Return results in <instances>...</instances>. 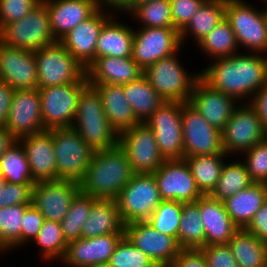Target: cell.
<instances>
[{"label":"cell","instance_id":"6da1fadb","mask_svg":"<svg viewBox=\"0 0 267 267\" xmlns=\"http://www.w3.org/2000/svg\"><path fill=\"white\" fill-rule=\"evenodd\" d=\"M262 55L248 52L210 60L211 64L200 71V77L213 89L241 103L242 99L249 102L267 84V56Z\"/></svg>","mask_w":267,"mask_h":267},{"label":"cell","instance_id":"7a4b0ae2","mask_svg":"<svg viewBox=\"0 0 267 267\" xmlns=\"http://www.w3.org/2000/svg\"><path fill=\"white\" fill-rule=\"evenodd\" d=\"M135 175L125 151L119 144L93 152L80 183V191L95 199H116Z\"/></svg>","mask_w":267,"mask_h":267},{"label":"cell","instance_id":"3957f363","mask_svg":"<svg viewBox=\"0 0 267 267\" xmlns=\"http://www.w3.org/2000/svg\"><path fill=\"white\" fill-rule=\"evenodd\" d=\"M72 128L94 151L118 145L119 134L108 122L98 90L89 83L79 95Z\"/></svg>","mask_w":267,"mask_h":267},{"label":"cell","instance_id":"277c9868","mask_svg":"<svg viewBox=\"0 0 267 267\" xmlns=\"http://www.w3.org/2000/svg\"><path fill=\"white\" fill-rule=\"evenodd\" d=\"M225 18L234 31L238 47L267 54V14L243 0H226ZM241 45V46H240Z\"/></svg>","mask_w":267,"mask_h":267},{"label":"cell","instance_id":"5b68a950","mask_svg":"<svg viewBox=\"0 0 267 267\" xmlns=\"http://www.w3.org/2000/svg\"><path fill=\"white\" fill-rule=\"evenodd\" d=\"M176 56L177 53L156 61L143 75L166 102H188L200 73H188Z\"/></svg>","mask_w":267,"mask_h":267},{"label":"cell","instance_id":"8992f818","mask_svg":"<svg viewBox=\"0 0 267 267\" xmlns=\"http://www.w3.org/2000/svg\"><path fill=\"white\" fill-rule=\"evenodd\" d=\"M0 41L33 52L57 42L51 32L47 6L41 2L24 18L6 24L0 30Z\"/></svg>","mask_w":267,"mask_h":267},{"label":"cell","instance_id":"52a82bcc","mask_svg":"<svg viewBox=\"0 0 267 267\" xmlns=\"http://www.w3.org/2000/svg\"><path fill=\"white\" fill-rule=\"evenodd\" d=\"M37 63L38 88L78 83L86 69L59 42L34 52Z\"/></svg>","mask_w":267,"mask_h":267},{"label":"cell","instance_id":"ba28073f","mask_svg":"<svg viewBox=\"0 0 267 267\" xmlns=\"http://www.w3.org/2000/svg\"><path fill=\"white\" fill-rule=\"evenodd\" d=\"M120 217L126 225L147 221L163 201L153 174H135L116 198Z\"/></svg>","mask_w":267,"mask_h":267},{"label":"cell","instance_id":"9c48e42d","mask_svg":"<svg viewBox=\"0 0 267 267\" xmlns=\"http://www.w3.org/2000/svg\"><path fill=\"white\" fill-rule=\"evenodd\" d=\"M88 84L87 76L78 83L38 88L45 130L72 127L79 95Z\"/></svg>","mask_w":267,"mask_h":267},{"label":"cell","instance_id":"30bf717a","mask_svg":"<svg viewBox=\"0 0 267 267\" xmlns=\"http://www.w3.org/2000/svg\"><path fill=\"white\" fill-rule=\"evenodd\" d=\"M53 148L58 180L80 182L90 164L94 150L72 127L53 129Z\"/></svg>","mask_w":267,"mask_h":267},{"label":"cell","instance_id":"8fae6325","mask_svg":"<svg viewBox=\"0 0 267 267\" xmlns=\"http://www.w3.org/2000/svg\"><path fill=\"white\" fill-rule=\"evenodd\" d=\"M110 9L112 11H109ZM113 10L118 12L116 0H107L90 18L82 21L59 41L85 69L96 60V45L100 32L113 16Z\"/></svg>","mask_w":267,"mask_h":267},{"label":"cell","instance_id":"7c38bea8","mask_svg":"<svg viewBox=\"0 0 267 267\" xmlns=\"http://www.w3.org/2000/svg\"><path fill=\"white\" fill-rule=\"evenodd\" d=\"M222 147L227 155H239L267 139L262 122L248 103H239L221 131Z\"/></svg>","mask_w":267,"mask_h":267},{"label":"cell","instance_id":"4fadbf2b","mask_svg":"<svg viewBox=\"0 0 267 267\" xmlns=\"http://www.w3.org/2000/svg\"><path fill=\"white\" fill-rule=\"evenodd\" d=\"M165 160L183 159L182 102H165L145 122Z\"/></svg>","mask_w":267,"mask_h":267},{"label":"cell","instance_id":"5bb4252c","mask_svg":"<svg viewBox=\"0 0 267 267\" xmlns=\"http://www.w3.org/2000/svg\"><path fill=\"white\" fill-rule=\"evenodd\" d=\"M181 45L180 32L174 27H137L132 59L144 71L156 61L179 53Z\"/></svg>","mask_w":267,"mask_h":267},{"label":"cell","instance_id":"9a60e30c","mask_svg":"<svg viewBox=\"0 0 267 267\" xmlns=\"http://www.w3.org/2000/svg\"><path fill=\"white\" fill-rule=\"evenodd\" d=\"M118 144L125 151L135 174H153L165 161L153 131L145 123L120 132Z\"/></svg>","mask_w":267,"mask_h":267},{"label":"cell","instance_id":"2e32d148","mask_svg":"<svg viewBox=\"0 0 267 267\" xmlns=\"http://www.w3.org/2000/svg\"><path fill=\"white\" fill-rule=\"evenodd\" d=\"M184 157L226 154L221 131L211 126L188 102H182Z\"/></svg>","mask_w":267,"mask_h":267},{"label":"cell","instance_id":"e0dca14e","mask_svg":"<svg viewBox=\"0 0 267 267\" xmlns=\"http://www.w3.org/2000/svg\"><path fill=\"white\" fill-rule=\"evenodd\" d=\"M153 175L162 200L191 203L204 195L185 159L165 160Z\"/></svg>","mask_w":267,"mask_h":267},{"label":"cell","instance_id":"ac0fdd59","mask_svg":"<svg viewBox=\"0 0 267 267\" xmlns=\"http://www.w3.org/2000/svg\"><path fill=\"white\" fill-rule=\"evenodd\" d=\"M79 191L80 183L72 180L36 182L31 205L39 210L46 220L60 223Z\"/></svg>","mask_w":267,"mask_h":267},{"label":"cell","instance_id":"d6986e66","mask_svg":"<svg viewBox=\"0 0 267 267\" xmlns=\"http://www.w3.org/2000/svg\"><path fill=\"white\" fill-rule=\"evenodd\" d=\"M124 235L152 261L167 267L173 263L182 250L176 238L160 233L148 221L126 224Z\"/></svg>","mask_w":267,"mask_h":267},{"label":"cell","instance_id":"ffe728a7","mask_svg":"<svg viewBox=\"0 0 267 267\" xmlns=\"http://www.w3.org/2000/svg\"><path fill=\"white\" fill-rule=\"evenodd\" d=\"M5 128L15 140L45 131L38 89L14 91Z\"/></svg>","mask_w":267,"mask_h":267},{"label":"cell","instance_id":"44dd1931","mask_svg":"<svg viewBox=\"0 0 267 267\" xmlns=\"http://www.w3.org/2000/svg\"><path fill=\"white\" fill-rule=\"evenodd\" d=\"M37 63L30 50L0 41V80L15 90L38 89Z\"/></svg>","mask_w":267,"mask_h":267},{"label":"cell","instance_id":"7402d4cb","mask_svg":"<svg viewBox=\"0 0 267 267\" xmlns=\"http://www.w3.org/2000/svg\"><path fill=\"white\" fill-rule=\"evenodd\" d=\"M124 233H109L69 242L62 264L70 267H105Z\"/></svg>","mask_w":267,"mask_h":267},{"label":"cell","instance_id":"603a6c76","mask_svg":"<svg viewBox=\"0 0 267 267\" xmlns=\"http://www.w3.org/2000/svg\"><path fill=\"white\" fill-rule=\"evenodd\" d=\"M188 103L211 126L222 131L240 102L231 95L213 89L200 77L194 85Z\"/></svg>","mask_w":267,"mask_h":267},{"label":"cell","instance_id":"cb8c5ba5","mask_svg":"<svg viewBox=\"0 0 267 267\" xmlns=\"http://www.w3.org/2000/svg\"><path fill=\"white\" fill-rule=\"evenodd\" d=\"M107 0H42L47 6L50 28L60 41L82 21L90 18Z\"/></svg>","mask_w":267,"mask_h":267},{"label":"cell","instance_id":"d4e9b609","mask_svg":"<svg viewBox=\"0 0 267 267\" xmlns=\"http://www.w3.org/2000/svg\"><path fill=\"white\" fill-rule=\"evenodd\" d=\"M26 154L33 183L58 180L53 148V129L17 140Z\"/></svg>","mask_w":267,"mask_h":267},{"label":"cell","instance_id":"484cf974","mask_svg":"<svg viewBox=\"0 0 267 267\" xmlns=\"http://www.w3.org/2000/svg\"><path fill=\"white\" fill-rule=\"evenodd\" d=\"M141 75H143V70L132 57H100L86 69V76L90 85H124L137 80Z\"/></svg>","mask_w":267,"mask_h":267},{"label":"cell","instance_id":"4316f807","mask_svg":"<svg viewBox=\"0 0 267 267\" xmlns=\"http://www.w3.org/2000/svg\"><path fill=\"white\" fill-rule=\"evenodd\" d=\"M200 217L205 231V245L227 244L239 229L224 203L209 194L200 197Z\"/></svg>","mask_w":267,"mask_h":267},{"label":"cell","instance_id":"83f0119b","mask_svg":"<svg viewBox=\"0 0 267 267\" xmlns=\"http://www.w3.org/2000/svg\"><path fill=\"white\" fill-rule=\"evenodd\" d=\"M98 90L109 124L118 132L141 123L126 100L123 85L93 84Z\"/></svg>","mask_w":267,"mask_h":267},{"label":"cell","instance_id":"f1b7e54d","mask_svg":"<svg viewBox=\"0 0 267 267\" xmlns=\"http://www.w3.org/2000/svg\"><path fill=\"white\" fill-rule=\"evenodd\" d=\"M124 229L116 199H94L89 217L83 224L81 238L124 233Z\"/></svg>","mask_w":267,"mask_h":267},{"label":"cell","instance_id":"f546056e","mask_svg":"<svg viewBox=\"0 0 267 267\" xmlns=\"http://www.w3.org/2000/svg\"><path fill=\"white\" fill-rule=\"evenodd\" d=\"M266 199L267 184L253 182L223 203L234 224L241 229L248 226Z\"/></svg>","mask_w":267,"mask_h":267},{"label":"cell","instance_id":"4dcf8cb0","mask_svg":"<svg viewBox=\"0 0 267 267\" xmlns=\"http://www.w3.org/2000/svg\"><path fill=\"white\" fill-rule=\"evenodd\" d=\"M114 19L113 15L100 32L96 45V59L105 56L132 57L134 29Z\"/></svg>","mask_w":267,"mask_h":267},{"label":"cell","instance_id":"1f68e13d","mask_svg":"<svg viewBox=\"0 0 267 267\" xmlns=\"http://www.w3.org/2000/svg\"><path fill=\"white\" fill-rule=\"evenodd\" d=\"M123 92L136 118L141 123H145L166 102L144 75L135 81L124 84Z\"/></svg>","mask_w":267,"mask_h":267},{"label":"cell","instance_id":"d6a6232c","mask_svg":"<svg viewBox=\"0 0 267 267\" xmlns=\"http://www.w3.org/2000/svg\"><path fill=\"white\" fill-rule=\"evenodd\" d=\"M225 7L226 0H206L180 31L181 44L189 35L201 42L225 18Z\"/></svg>","mask_w":267,"mask_h":267},{"label":"cell","instance_id":"836d02e7","mask_svg":"<svg viewBox=\"0 0 267 267\" xmlns=\"http://www.w3.org/2000/svg\"><path fill=\"white\" fill-rule=\"evenodd\" d=\"M227 244L238 267L267 266V243L245 228L238 229Z\"/></svg>","mask_w":267,"mask_h":267},{"label":"cell","instance_id":"e575fe53","mask_svg":"<svg viewBox=\"0 0 267 267\" xmlns=\"http://www.w3.org/2000/svg\"><path fill=\"white\" fill-rule=\"evenodd\" d=\"M227 154L197 155L184 157L199 190L208 195L216 187ZM224 159V160H223Z\"/></svg>","mask_w":267,"mask_h":267},{"label":"cell","instance_id":"d590c367","mask_svg":"<svg viewBox=\"0 0 267 267\" xmlns=\"http://www.w3.org/2000/svg\"><path fill=\"white\" fill-rule=\"evenodd\" d=\"M178 243L182 249H200L205 246V231L200 217V198L196 202L183 203Z\"/></svg>","mask_w":267,"mask_h":267},{"label":"cell","instance_id":"8d00e7d4","mask_svg":"<svg viewBox=\"0 0 267 267\" xmlns=\"http://www.w3.org/2000/svg\"><path fill=\"white\" fill-rule=\"evenodd\" d=\"M197 47H200L203 54L210 56V60L226 58L233 56L238 52L234 31L229 21L224 18L220 23L201 41Z\"/></svg>","mask_w":267,"mask_h":267},{"label":"cell","instance_id":"74e56055","mask_svg":"<svg viewBox=\"0 0 267 267\" xmlns=\"http://www.w3.org/2000/svg\"><path fill=\"white\" fill-rule=\"evenodd\" d=\"M238 160L224 163L216 187L209 194L212 198L223 202L253 183L242 159Z\"/></svg>","mask_w":267,"mask_h":267},{"label":"cell","instance_id":"f35d334b","mask_svg":"<svg viewBox=\"0 0 267 267\" xmlns=\"http://www.w3.org/2000/svg\"><path fill=\"white\" fill-rule=\"evenodd\" d=\"M31 204L0 208V251L9 252L21 247V223Z\"/></svg>","mask_w":267,"mask_h":267},{"label":"cell","instance_id":"ab89813d","mask_svg":"<svg viewBox=\"0 0 267 267\" xmlns=\"http://www.w3.org/2000/svg\"><path fill=\"white\" fill-rule=\"evenodd\" d=\"M0 173L10 183L34 184L26 154L17 140L1 156Z\"/></svg>","mask_w":267,"mask_h":267},{"label":"cell","instance_id":"60d3db41","mask_svg":"<svg viewBox=\"0 0 267 267\" xmlns=\"http://www.w3.org/2000/svg\"><path fill=\"white\" fill-rule=\"evenodd\" d=\"M95 198L79 191L73 198L67 214L60 222L67 243L81 238L83 224L89 217Z\"/></svg>","mask_w":267,"mask_h":267},{"label":"cell","instance_id":"b9f144b4","mask_svg":"<svg viewBox=\"0 0 267 267\" xmlns=\"http://www.w3.org/2000/svg\"><path fill=\"white\" fill-rule=\"evenodd\" d=\"M42 251L41 258L45 260H62L68 243L66 242L61 224L55 221L44 220L39 233L33 240Z\"/></svg>","mask_w":267,"mask_h":267},{"label":"cell","instance_id":"7bdbcfd3","mask_svg":"<svg viewBox=\"0 0 267 267\" xmlns=\"http://www.w3.org/2000/svg\"><path fill=\"white\" fill-rule=\"evenodd\" d=\"M129 14L139 27H174L169 0H154L137 5Z\"/></svg>","mask_w":267,"mask_h":267},{"label":"cell","instance_id":"ee69618b","mask_svg":"<svg viewBox=\"0 0 267 267\" xmlns=\"http://www.w3.org/2000/svg\"><path fill=\"white\" fill-rule=\"evenodd\" d=\"M183 203L163 200L147 220L156 230L178 240Z\"/></svg>","mask_w":267,"mask_h":267},{"label":"cell","instance_id":"f6af8a7d","mask_svg":"<svg viewBox=\"0 0 267 267\" xmlns=\"http://www.w3.org/2000/svg\"><path fill=\"white\" fill-rule=\"evenodd\" d=\"M152 260L142 250L135 247L124 235L117 243L108 264L105 267H142Z\"/></svg>","mask_w":267,"mask_h":267},{"label":"cell","instance_id":"bcb514c9","mask_svg":"<svg viewBox=\"0 0 267 267\" xmlns=\"http://www.w3.org/2000/svg\"><path fill=\"white\" fill-rule=\"evenodd\" d=\"M242 161L252 182L267 184V139L243 153Z\"/></svg>","mask_w":267,"mask_h":267},{"label":"cell","instance_id":"7dc6e473","mask_svg":"<svg viewBox=\"0 0 267 267\" xmlns=\"http://www.w3.org/2000/svg\"><path fill=\"white\" fill-rule=\"evenodd\" d=\"M42 0H0V30L8 23L24 18Z\"/></svg>","mask_w":267,"mask_h":267},{"label":"cell","instance_id":"c3c4849f","mask_svg":"<svg viewBox=\"0 0 267 267\" xmlns=\"http://www.w3.org/2000/svg\"><path fill=\"white\" fill-rule=\"evenodd\" d=\"M34 184H15L5 182L0 190V208L31 204Z\"/></svg>","mask_w":267,"mask_h":267},{"label":"cell","instance_id":"681fc988","mask_svg":"<svg viewBox=\"0 0 267 267\" xmlns=\"http://www.w3.org/2000/svg\"><path fill=\"white\" fill-rule=\"evenodd\" d=\"M174 28L179 32L206 0H169Z\"/></svg>","mask_w":267,"mask_h":267},{"label":"cell","instance_id":"f907efd6","mask_svg":"<svg viewBox=\"0 0 267 267\" xmlns=\"http://www.w3.org/2000/svg\"><path fill=\"white\" fill-rule=\"evenodd\" d=\"M200 250L208 267H238L228 244L205 245Z\"/></svg>","mask_w":267,"mask_h":267},{"label":"cell","instance_id":"816d5d0a","mask_svg":"<svg viewBox=\"0 0 267 267\" xmlns=\"http://www.w3.org/2000/svg\"><path fill=\"white\" fill-rule=\"evenodd\" d=\"M45 217L41 212L35 209L32 205L25 211L23 222L21 223V245L32 242L39 233L43 225Z\"/></svg>","mask_w":267,"mask_h":267},{"label":"cell","instance_id":"f5cc1de1","mask_svg":"<svg viewBox=\"0 0 267 267\" xmlns=\"http://www.w3.org/2000/svg\"><path fill=\"white\" fill-rule=\"evenodd\" d=\"M169 267H208L200 249H182Z\"/></svg>","mask_w":267,"mask_h":267},{"label":"cell","instance_id":"db71d44e","mask_svg":"<svg viewBox=\"0 0 267 267\" xmlns=\"http://www.w3.org/2000/svg\"><path fill=\"white\" fill-rule=\"evenodd\" d=\"M245 229L267 243V199Z\"/></svg>","mask_w":267,"mask_h":267},{"label":"cell","instance_id":"11a10c76","mask_svg":"<svg viewBox=\"0 0 267 267\" xmlns=\"http://www.w3.org/2000/svg\"><path fill=\"white\" fill-rule=\"evenodd\" d=\"M15 89L0 80V127H5L8 121Z\"/></svg>","mask_w":267,"mask_h":267},{"label":"cell","instance_id":"9f6ffc18","mask_svg":"<svg viewBox=\"0 0 267 267\" xmlns=\"http://www.w3.org/2000/svg\"><path fill=\"white\" fill-rule=\"evenodd\" d=\"M249 104L258 114L267 135V84L262 86L251 98Z\"/></svg>","mask_w":267,"mask_h":267},{"label":"cell","instance_id":"6f0895ef","mask_svg":"<svg viewBox=\"0 0 267 267\" xmlns=\"http://www.w3.org/2000/svg\"><path fill=\"white\" fill-rule=\"evenodd\" d=\"M152 1L154 0H116L118 12L122 13L125 11L128 15L137 5Z\"/></svg>","mask_w":267,"mask_h":267},{"label":"cell","instance_id":"680465c9","mask_svg":"<svg viewBox=\"0 0 267 267\" xmlns=\"http://www.w3.org/2000/svg\"><path fill=\"white\" fill-rule=\"evenodd\" d=\"M15 139L9 134L5 127H0V158L12 145Z\"/></svg>","mask_w":267,"mask_h":267},{"label":"cell","instance_id":"91938a15","mask_svg":"<svg viewBox=\"0 0 267 267\" xmlns=\"http://www.w3.org/2000/svg\"><path fill=\"white\" fill-rule=\"evenodd\" d=\"M142 267H167L161 263L152 261L150 264H148L147 266H142Z\"/></svg>","mask_w":267,"mask_h":267},{"label":"cell","instance_id":"94428289","mask_svg":"<svg viewBox=\"0 0 267 267\" xmlns=\"http://www.w3.org/2000/svg\"><path fill=\"white\" fill-rule=\"evenodd\" d=\"M5 178L3 175L0 173V190L2 189L3 185L5 184Z\"/></svg>","mask_w":267,"mask_h":267}]
</instances>
